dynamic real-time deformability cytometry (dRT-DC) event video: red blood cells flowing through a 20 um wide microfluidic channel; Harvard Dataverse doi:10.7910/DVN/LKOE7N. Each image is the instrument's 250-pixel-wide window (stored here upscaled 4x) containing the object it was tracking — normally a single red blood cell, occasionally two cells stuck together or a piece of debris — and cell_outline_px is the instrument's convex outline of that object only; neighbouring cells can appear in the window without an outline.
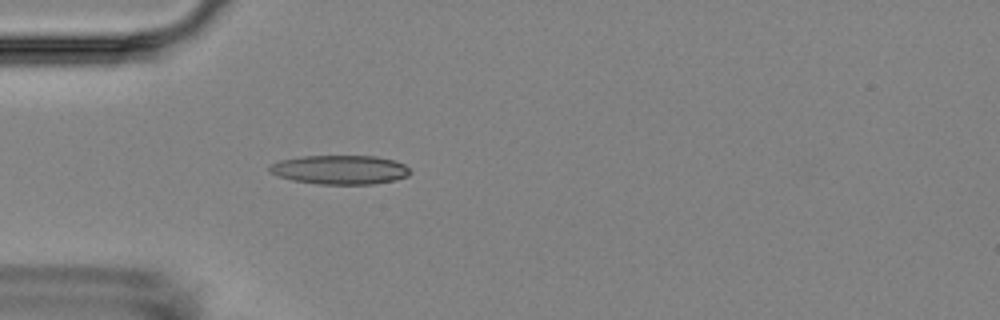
{"species": "Egyptian fruit bat (a non-hibernating species)", "species_latin": "Rousettus aegyptiacus", "temperature_condition": "room temperature", "stored_images_in_passage": 5, "camera_frame_rate_fps": 3000, "um_per_image_px": 0.085, "animal": {"sex": "female"}, "frame": {"image": 1, "passage_image": 5, "time_ms": 5.0, "image_size_px": [1000, 320], "cell_outline_px": [[412, 172], [408, 176], [396, 180], [372, 184], [316, 184], [292, 180], [268, 172], [268, 168], [272, 164], [280, 160], [304, 156], [376, 156], [392, 160], [404, 164]], "centroid_in_image_um": [28.91, 14.43], "position_along_channel_um": 56.1, "area_um2": 23.81}}